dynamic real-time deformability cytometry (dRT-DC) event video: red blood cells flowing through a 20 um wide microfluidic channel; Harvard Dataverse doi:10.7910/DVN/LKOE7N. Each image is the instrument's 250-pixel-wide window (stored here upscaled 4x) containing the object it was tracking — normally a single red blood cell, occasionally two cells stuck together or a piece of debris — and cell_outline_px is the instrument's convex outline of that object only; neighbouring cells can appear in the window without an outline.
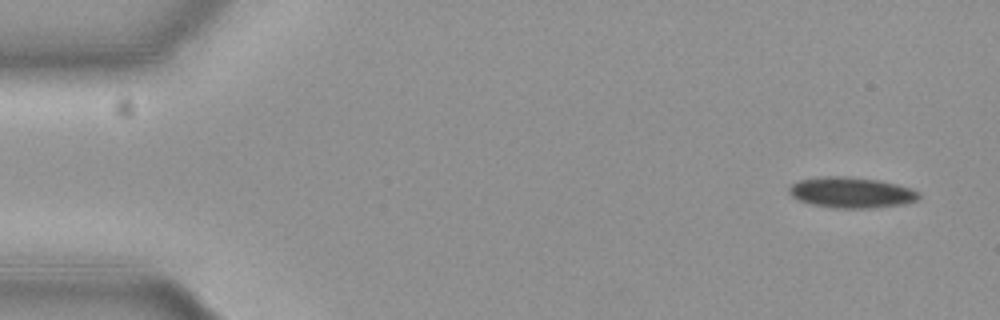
{"species": "common noctule bat (a hibernating species)", "species_latin": "Nyctalus noctula", "temperature_condition": "cold", "stored_images_in_passage": 54, "camera_frame_rate_fps": 3000, "um_per_image_px": 0.085, "animal": {"sex": "female", "body_mass_g": 19.3, "forearm_length_mm": 54.1}, "frame": {"image": 1, "passage_image": 1, "time_ms": 0.0, "image_size_px": [1000, 320], "cell_outline_px": [[920, 196], [916, 200], [904, 204], [872, 208], [832, 208], [808, 204], [796, 200], [788, 192], [788, 188], [792, 184], [800, 180], [820, 176], [848, 176], [880, 180], [912, 188], [920, 192]], "centroid_in_image_um": [72.34, 16.36], "position_along_channel_um": 12.7, "area_um2": 23.64}}
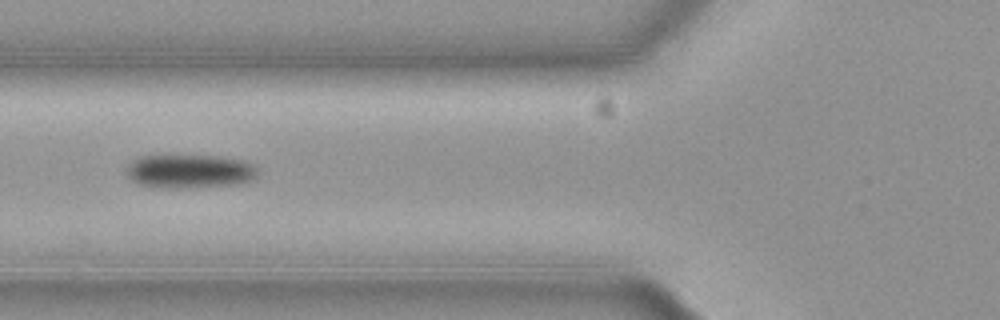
{"frame": {"image": 2, "passage_image": 19, "time_ms": 6.0, "image_size_px": [1000, 320], "cell_outline_px": [[256, 176], [252, 180], [236, 184], [176, 188], [152, 188], [140, 184], [132, 180], [124, 172], [124, 168], [132, 160], [140, 156], [216, 156], [244, 160], [256, 164]], "centroid_in_image_um": [16.07, 14.56], "position_along_channel_um": 109.7, "area_um2": 25.95}}
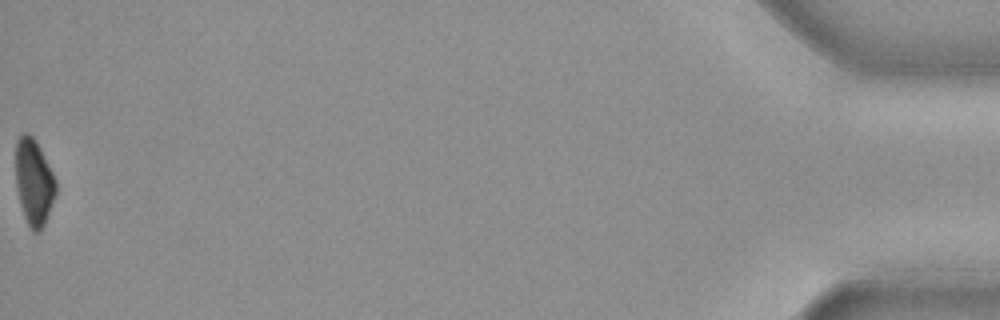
{"frame": {"image": 3, "passage_image": 54, "time_ms": 17.667, "image_size_px": [1000, 320], "cell_outline_px": [[56, 192], [44, 224], [40, 232], [32, 232], [24, 216], [20, 204], [16, 184], [16, 140], [24, 132], [28, 132], [32, 136], [48, 164], [56, 180]], "centroid_in_image_um": [2.87, 15.49], "position_along_channel_um": 432.3, "area_um2": 19.83}, "authors_computed_cell_mechanics": {"area_um2": 24.0448, "velocity_mm_per_s": 3.7133, "shape_relaxation_time_tau1_ms": 3.201, "shape_relaxation_time_tau2_ms": null, "deformation_change_tau1": 0.1119, "deformation_change_tau2": null}}